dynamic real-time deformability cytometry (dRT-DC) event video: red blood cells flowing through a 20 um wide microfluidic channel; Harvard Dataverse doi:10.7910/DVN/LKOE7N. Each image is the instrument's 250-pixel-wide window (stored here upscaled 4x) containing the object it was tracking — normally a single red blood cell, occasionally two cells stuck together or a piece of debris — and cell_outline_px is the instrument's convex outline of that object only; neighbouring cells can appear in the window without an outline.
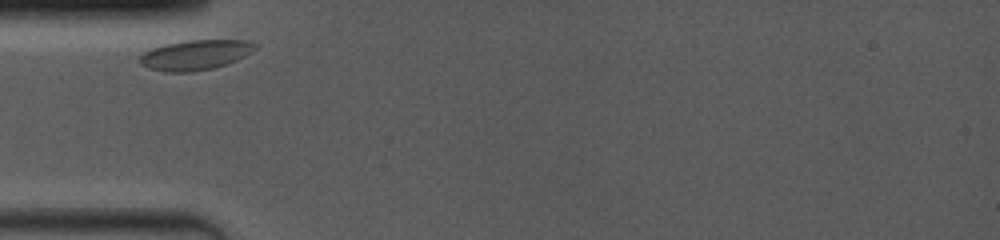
{"species": "common noctule bat (a hibernating species)", "species_latin": "Nyctalus noctula", "temperature_condition": "room temperature", "stored_images_in_passage": 15, "camera_frame_rate_fps": 4000, "um_per_image_px": 0.085, "animal": {"sex": "female", "body_mass_g": 19.0, "forearm_length_mm": 53.3}, "frame": {"image": 1, "passage_image": 1, "time_ms": 0.0, "image_size_px": [1000, 240], "cell_outline_px": [[256, 48], [252, 52], [236, 60], [212, 68], [192, 72], [164, 72], [148, 68], [140, 64], [136, 60], [144, 52], [152, 48], [164, 44], [188, 40], [248, 40], [256, 44]], "centroid_in_image_um": [16.56, 4.67], "position_along_channel_um": 68.4, "area_um2": 20.23}}
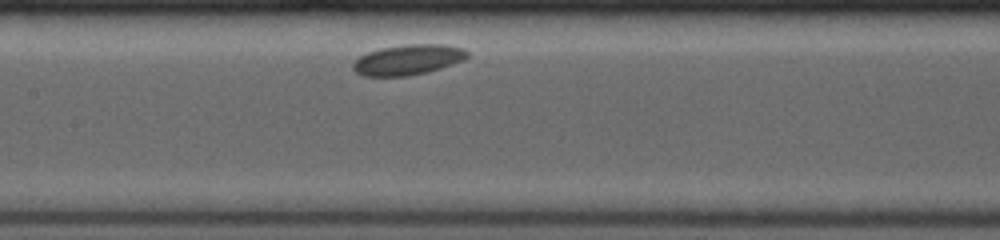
{"frame": {"image": 2, "passage_image": 11, "time_ms": 3.0, "image_size_px": [1000, 240], "cell_outline_px": [[468, 56], [464, 60], [428, 72], [408, 76], [364, 76], [356, 72], [352, 68], [352, 64], [360, 56], [368, 52], [380, 48], [404, 44], [448, 44], [464, 48], [468, 52]], "centroid_in_image_um": [34.7, 5.07], "position_along_channel_um": 172.7, "area_um2": 20.35}}
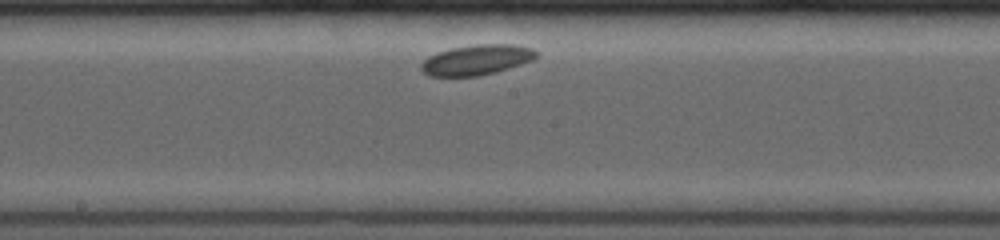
{"frame": {"image": 3, "passage_image": 15, "time_ms": 4.0, "image_size_px": [1000, 240], "cell_outline_px": [[536, 56], [532, 60], [496, 72], [480, 76], [428, 76], [420, 68], [420, 64], [428, 56], [436, 52], [452, 48], [476, 44], [516, 44], [532, 48], [536, 52]], "centroid_in_image_um": [40.48, 5.08], "position_along_channel_um": 207.7, "area_um2": 20.29}}